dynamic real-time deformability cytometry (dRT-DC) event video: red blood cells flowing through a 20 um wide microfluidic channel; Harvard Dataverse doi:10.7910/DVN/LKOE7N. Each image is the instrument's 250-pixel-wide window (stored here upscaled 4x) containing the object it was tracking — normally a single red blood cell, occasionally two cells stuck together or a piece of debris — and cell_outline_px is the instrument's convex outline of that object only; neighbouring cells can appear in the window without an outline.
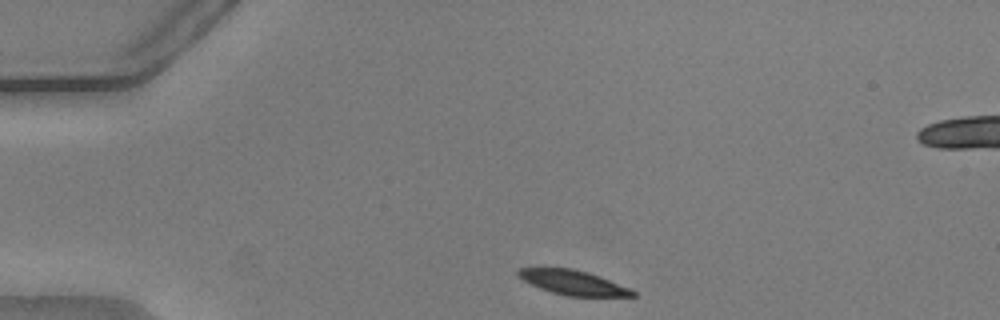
{"species": "common noctule bat (a hibernating species)", "species_latin": "Nyctalus noctula", "temperature_condition": "warm", "stored_images_in_passage": 46, "segment_of_instrument_passage": [1, 2], "camera_frame_rate_fps": 3000, "um_per_image_px": 0.085, "animal": {"sex": "male", "body_mass_g": 20.5, "forearm_length_mm": 52.5}, "frame": {"image": 1, "passage_image": 2, "time_ms": 0.333, "image_size_px": [1000, 320], "cell_outline_px": [[636, 296], [568, 296], [552, 292], [540, 288], [516, 276], [516, 272], [520, 268], [572, 268], [588, 272], [600, 276], [632, 288], [636, 292]], "centroid_in_image_um": [48.75, 24.01], "position_along_channel_um": 36.3, "area_um2": 16.42}}
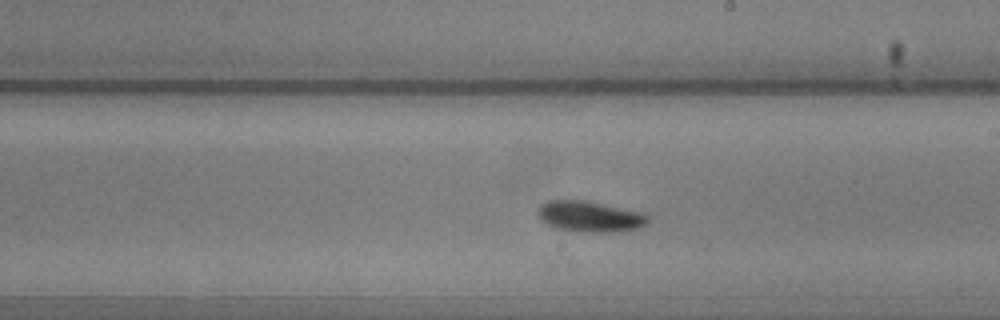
{"frame": {"image": 2, "passage_image": 22, "time_ms": 7.0, "image_size_px": [1000, 320], "cell_outline_px": [[648, 220], [644, 224], [636, 228], [620, 232], [592, 232], [556, 228], [540, 220], [536, 212], [540, 204], [548, 200], [584, 200], [640, 212], [648, 216]], "centroid_in_image_um": [50.07, 18.39], "position_along_channel_um": 238.9, "area_um2": 19.54}}
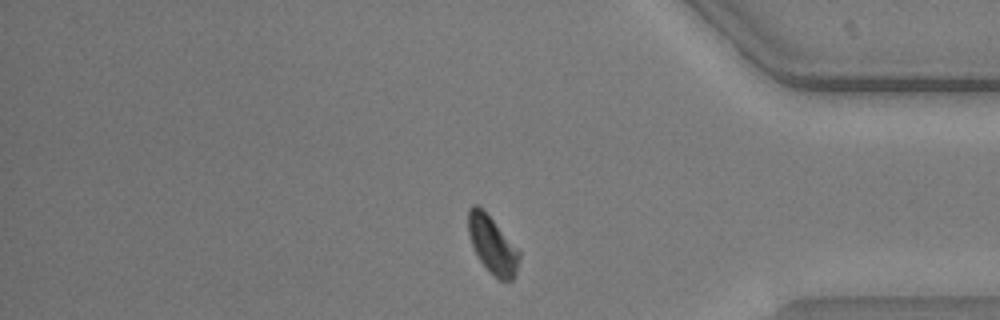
{"frame": {"image": 3, "passage_image": 36, "time_ms": 11.667, "image_size_px": [1000, 320], "cell_outline_px": [[520, 256], [516, 276], [512, 280], [500, 280], [480, 260], [468, 236], [468, 208], [472, 204], [476, 204], [492, 220], [520, 252]], "centroid_in_image_um": [41.85, 20.82], "position_along_channel_um": 393.4, "area_um2": 16.42}}